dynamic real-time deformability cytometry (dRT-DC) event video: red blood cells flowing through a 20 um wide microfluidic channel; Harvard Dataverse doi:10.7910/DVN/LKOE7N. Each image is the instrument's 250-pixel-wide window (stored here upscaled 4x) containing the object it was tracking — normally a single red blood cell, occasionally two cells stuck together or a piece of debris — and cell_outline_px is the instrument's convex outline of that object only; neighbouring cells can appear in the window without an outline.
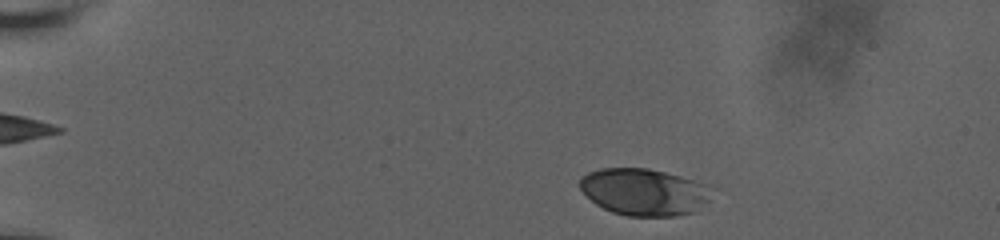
{"species": "human", "species_latin": "Homo sapiens", "temperature_condition": "room temperature", "stored_images_in_passage": 51, "camera_frame_rate_fps": 3000, "um_per_image_px": 0.085, "donor": {"sex": "male"}, "frame": {"image": 1, "passage_image": 3, "time_ms": 0.667, "image_size_px": [1000, 240], "cell_outline_px": [[708, 200], [692, 212], [676, 216], [628, 216], [612, 212], [596, 204], [580, 188], [580, 176], [588, 172], [600, 168], [648, 168], [680, 176], [692, 180], [700, 184]], "centroid_in_image_um": [54.6, 16.31], "position_along_channel_um": 30.4, "area_um2": 35.03}}
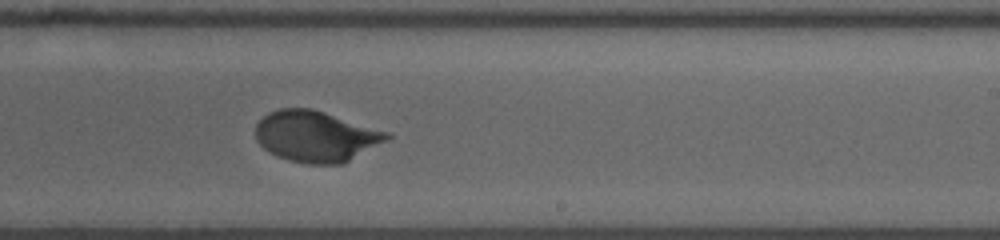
{"frame": {"image": 2, "passage_image": 30, "time_ms": 9.667, "image_size_px": [1000, 240], "cell_outline_px": [[392, 136], [388, 140], [344, 164], [308, 164], [288, 160], [276, 156], [264, 148], [256, 140], [256, 124], [268, 112], [280, 108], [312, 108], [392, 132]], "centroid_in_image_um": [26.9, 11.58], "position_along_channel_um": 262.1, "area_um2": 39.48}}
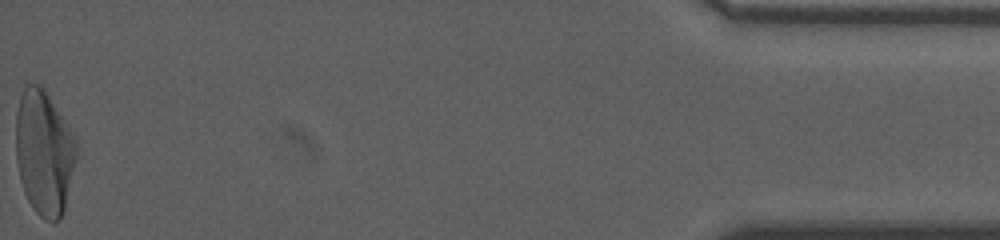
{"frame": {"image": 3, "passage_image": 51, "time_ms": 16.667, "image_size_px": [1000, 240], "cell_outline_px": [[76, 156], [64, 212], [60, 220], [44, 220], [36, 212], [28, 200], [24, 192], [20, 180], [16, 160], [16, 112], [20, 96], [24, 88], [28, 84], [40, 84], [44, 88], [76, 136]], "centroid_in_image_um": [3.74, 12.95], "position_along_channel_um": 431.5, "area_um2": 44.16}, "authors_computed_cell_mechanics": {"area_um2": 37.859, "velocity_mm_per_s": 3.6401, "shape_relaxation_time_tau1_ms": 3.8434, "shape_relaxation_time_tau2_ms": null, "deformation_change_tau1": 0.1781, "deformation_change_tau2": null}}